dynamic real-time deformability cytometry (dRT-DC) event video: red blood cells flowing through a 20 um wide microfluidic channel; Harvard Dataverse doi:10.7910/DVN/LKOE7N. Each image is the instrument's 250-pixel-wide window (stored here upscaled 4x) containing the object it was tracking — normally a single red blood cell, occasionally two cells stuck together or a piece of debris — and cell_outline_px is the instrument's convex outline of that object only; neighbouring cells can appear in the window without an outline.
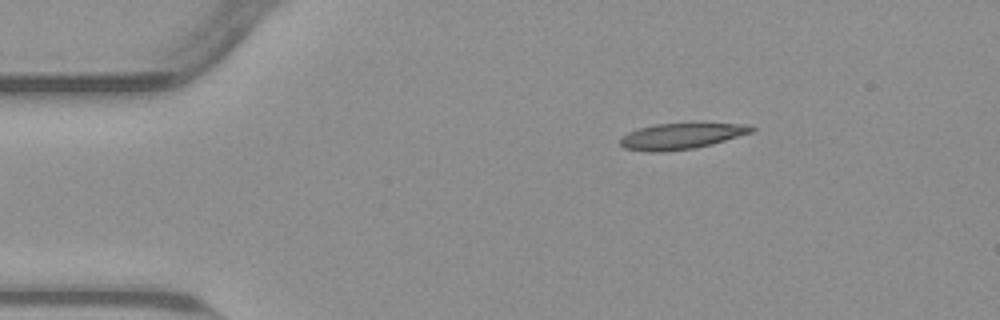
{"species": "common noctule bat (a hibernating species)", "species_latin": "Nyctalus noctula", "temperature_condition": "warm", "stored_images_in_passage": 46, "camera_frame_rate_fps": 3000, "um_per_image_px": 0.085, "animal": {"sex": "male", "body_mass_g": 23.1, "forearm_length_mm": 52.7}, "frame": {"image": 1, "passage_image": 1, "time_ms": 0.0, "image_size_px": [1000, 320], "cell_outline_px": [[756, 128], [752, 132], [712, 144], [696, 148], [664, 152], [648, 152], [624, 148], [620, 144], [620, 136], [628, 132], [640, 128], [656, 124], [700, 120], [704, 120], [752, 124]], "centroid_in_image_um": [58.01, 11.51], "position_along_channel_um": 27.0, "area_um2": 21.21}}
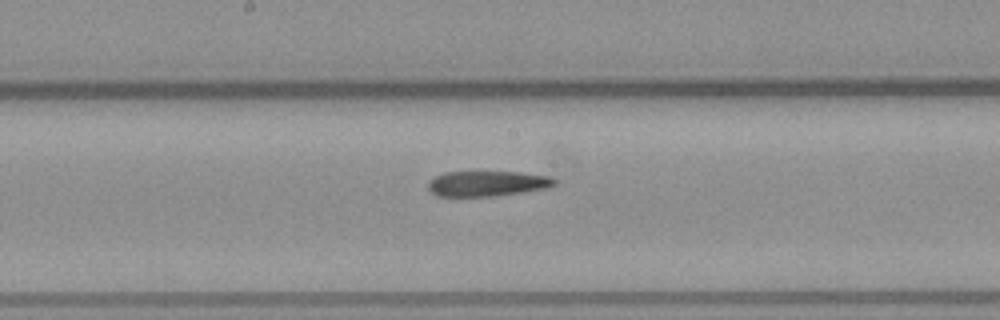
{"frame": {"image": 2, "passage_image": 20, "time_ms": 6.333, "image_size_px": [1000, 320], "cell_outline_px": [[556, 184], [548, 188], [496, 196], [436, 196], [428, 188], [428, 180], [444, 172], [520, 172], [548, 176], [556, 180]], "centroid_in_image_um": [41.4, 15.6], "position_along_channel_um": 206.8, "area_um2": 18.67}}
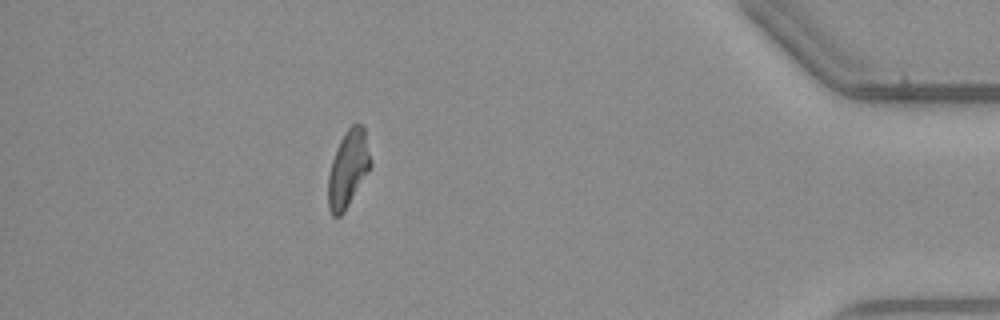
{"frame": {"image": 3, "passage_image": 40, "time_ms": 13.0, "image_size_px": [1000, 320], "cell_outline_px": [[372, 164], [368, 172], [344, 212], [340, 216], [332, 216], [328, 208], [328, 176], [332, 160], [336, 148], [344, 132], [352, 124], [360, 124], [364, 128], [372, 160]], "centroid_in_image_um": [29.59, 14.34], "position_along_channel_um": 405.6, "area_um2": 19.02}, "authors_computed_cell_mechanics": {"area_um2": 19.8543, "velocity_mm_per_s": 3.7922, "shape_relaxation_time_tau1_ms": null, "shape_relaxation_time_tau2_ms": 5.5178, "deformation_change_tau1": null, "deformation_change_tau2": 0.173}}